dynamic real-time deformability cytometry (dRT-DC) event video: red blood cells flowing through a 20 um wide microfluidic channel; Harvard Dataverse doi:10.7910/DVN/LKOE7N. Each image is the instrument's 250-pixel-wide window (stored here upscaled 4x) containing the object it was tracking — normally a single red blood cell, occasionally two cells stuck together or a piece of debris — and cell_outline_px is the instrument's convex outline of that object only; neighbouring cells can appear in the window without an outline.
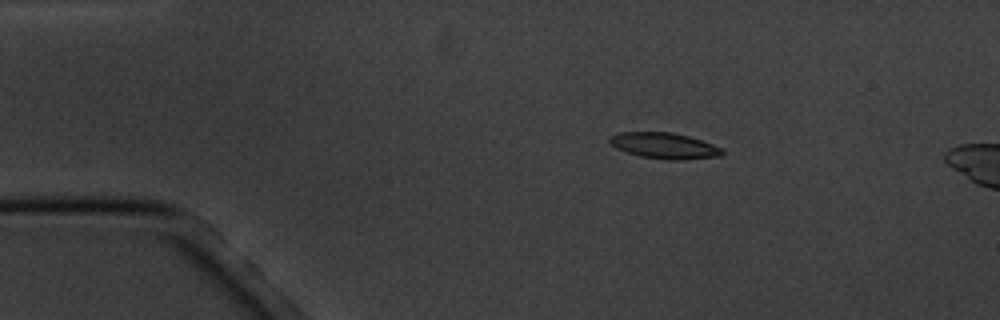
{"species": "common noctule bat (a hibernating species)", "species_latin": "Nyctalus noctula", "temperature_condition": "cold", "stored_images_in_passage": 5, "camera_frame_rate_fps": 3000, "um_per_image_px": 0.085, "animal": {"sex": "male", "body_mass_g": 20.1, "forearm_length_mm": 53.5}, "frame": {"image": 1, "passage_image": 3, "time_ms": 3.0, "image_size_px": [1000, 320], "cell_outline_px": [[724, 152], [720, 156], [680, 160], [668, 160], [640, 156], [616, 148], [608, 140], [608, 136], [620, 132], [672, 132], [688, 136], [724, 148]], "centroid_in_image_um": [56.47, 12.38], "position_along_channel_um": 28.5, "area_um2": 16.99}}